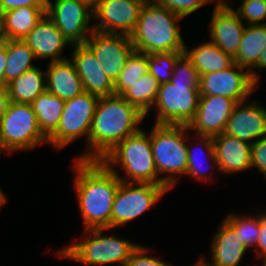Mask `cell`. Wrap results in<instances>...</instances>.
I'll return each instance as SVG.
<instances>
[{
    "label": "cell",
    "mask_w": 266,
    "mask_h": 266,
    "mask_svg": "<svg viewBox=\"0 0 266 266\" xmlns=\"http://www.w3.org/2000/svg\"><path fill=\"white\" fill-rule=\"evenodd\" d=\"M237 102L222 96H200L194 119L189 130L195 135L215 137L225 131L227 121Z\"/></svg>",
    "instance_id": "9a60e30c"
},
{
    "label": "cell",
    "mask_w": 266,
    "mask_h": 266,
    "mask_svg": "<svg viewBox=\"0 0 266 266\" xmlns=\"http://www.w3.org/2000/svg\"><path fill=\"white\" fill-rule=\"evenodd\" d=\"M31 106L42 134L48 139L59 125L65 101L46 90L31 103Z\"/></svg>",
    "instance_id": "4316f807"
},
{
    "label": "cell",
    "mask_w": 266,
    "mask_h": 266,
    "mask_svg": "<svg viewBox=\"0 0 266 266\" xmlns=\"http://www.w3.org/2000/svg\"><path fill=\"white\" fill-rule=\"evenodd\" d=\"M200 76L192 65L191 60L183 53L174 65L173 76L170 81L187 82L192 88H199Z\"/></svg>",
    "instance_id": "e575fe53"
},
{
    "label": "cell",
    "mask_w": 266,
    "mask_h": 266,
    "mask_svg": "<svg viewBox=\"0 0 266 266\" xmlns=\"http://www.w3.org/2000/svg\"><path fill=\"white\" fill-rule=\"evenodd\" d=\"M147 252L148 248L146 249L143 245H139L124 266H172L163 260L152 257V255L151 257L148 256Z\"/></svg>",
    "instance_id": "8d00e7d4"
},
{
    "label": "cell",
    "mask_w": 266,
    "mask_h": 266,
    "mask_svg": "<svg viewBox=\"0 0 266 266\" xmlns=\"http://www.w3.org/2000/svg\"><path fill=\"white\" fill-rule=\"evenodd\" d=\"M98 100L97 96L84 91L73 99L65 101L59 125L47 143L61 149L84 135L87 137L88 151L81 154L77 160H89V134Z\"/></svg>",
    "instance_id": "52a82bcc"
},
{
    "label": "cell",
    "mask_w": 266,
    "mask_h": 266,
    "mask_svg": "<svg viewBox=\"0 0 266 266\" xmlns=\"http://www.w3.org/2000/svg\"><path fill=\"white\" fill-rule=\"evenodd\" d=\"M6 50L4 87L27 70L36 67L31 63L32 59H36L34 52L23 40L6 39Z\"/></svg>",
    "instance_id": "83f0119b"
},
{
    "label": "cell",
    "mask_w": 266,
    "mask_h": 266,
    "mask_svg": "<svg viewBox=\"0 0 266 266\" xmlns=\"http://www.w3.org/2000/svg\"><path fill=\"white\" fill-rule=\"evenodd\" d=\"M167 191L164 185L121 181L113 201L111 229L124 226L144 214Z\"/></svg>",
    "instance_id": "30bf717a"
},
{
    "label": "cell",
    "mask_w": 266,
    "mask_h": 266,
    "mask_svg": "<svg viewBox=\"0 0 266 266\" xmlns=\"http://www.w3.org/2000/svg\"><path fill=\"white\" fill-rule=\"evenodd\" d=\"M240 20H245V25L266 24L261 23L266 19V0H243L235 10Z\"/></svg>",
    "instance_id": "836d02e7"
},
{
    "label": "cell",
    "mask_w": 266,
    "mask_h": 266,
    "mask_svg": "<svg viewBox=\"0 0 266 266\" xmlns=\"http://www.w3.org/2000/svg\"><path fill=\"white\" fill-rule=\"evenodd\" d=\"M196 139L199 138L200 141V147L203 148L205 151H207V160L213 161V167H216L218 169V163L215 158V153H214V145H213V138L208 137V136H201V135H195ZM202 143V144H201ZM199 147V146H198ZM205 147V148H204ZM187 158H188V164H187V171L186 175H190L198 180H208L210 177V174H205L201 170V165H200V159L198 157L199 151H192V148H190V145L187 143ZM201 154V153H199ZM203 154V153H202ZM199 160V161H198ZM200 166V167H199ZM209 176V177H208Z\"/></svg>",
    "instance_id": "d6a6232c"
},
{
    "label": "cell",
    "mask_w": 266,
    "mask_h": 266,
    "mask_svg": "<svg viewBox=\"0 0 266 266\" xmlns=\"http://www.w3.org/2000/svg\"><path fill=\"white\" fill-rule=\"evenodd\" d=\"M188 125L156 124L150 132L151 147L159 185L168 190L177 182V175H186ZM163 173L169 174L160 176ZM172 174V175H171ZM175 175V176H174Z\"/></svg>",
    "instance_id": "5b68a950"
},
{
    "label": "cell",
    "mask_w": 266,
    "mask_h": 266,
    "mask_svg": "<svg viewBox=\"0 0 266 266\" xmlns=\"http://www.w3.org/2000/svg\"><path fill=\"white\" fill-rule=\"evenodd\" d=\"M3 151H4V153L8 152L7 149L5 148L3 142H2L1 135H0V155Z\"/></svg>",
    "instance_id": "bcb514c9"
},
{
    "label": "cell",
    "mask_w": 266,
    "mask_h": 266,
    "mask_svg": "<svg viewBox=\"0 0 266 266\" xmlns=\"http://www.w3.org/2000/svg\"><path fill=\"white\" fill-rule=\"evenodd\" d=\"M85 45L94 53L101 68L115 82L127 58L134 51L130 36L92 31Z\"/></svg>",
    "instance_id": "5bb4252c"
},
{
    "label": "cell",
    "mask_w": 266,
    "mask_h": 266,
    "mask_svg": "<svg viewBox=\"0 0 266 266\" xmlns=\"http://www.w3.org/2000/svg\"><path fill=\"white\" fill-rule=\"evenodd\" d=\"M193 266H208V265L205 263L204 259H200V261H197V263Z\"/></svg>",
    "instance_id": "7dc6e473"
},
{
    "label": "cell",
    "mask_w": 266,
    "mask_h": 266,
    "mask_svg": "<svg viewBox=\"0 0 266 266\" xmlns=\"http://www.w3.org/2000/svg\"><path fill=\"white\" fill-rule=\"evenodd\" d=\"M105 230L109 228L85 229L86 237L58 251V256L81 262L82 265L118 263L124 266L140 244L111 234L102 235Z\"/></svg>",
    "instance_id": "8992f818"
},
{
    "label": "cell",
    "mask_w": 266,
    "mask_h": 266,
    "mask_svg": "<svg viewBox=\"0 0 266 266\" xmlns=\"http://www.w3.org/2000/svg\"><path fill=\"white\" fill-rule=\"evenodd\" d=\"M219 172L232 174L251 168L252 144L226 133L213 137Z\"/></svg>",
    "instance_id": "ffe728a7"
},
{
    "label": "cell",
    "mask_w": 266,
    "mask_h": 266,
    "mask_svg": "<svg viewBox=\"0 0 266 266\" xmlns=\"http://www.w3.org/2000/svg\"><path fill=\"white\" fill-rule=\"evenodd\" d=\"M45 71L46 90L64 101L84 92L81 78L70 59L49 62Z\"/></svg>",
    "instance_id": "7402d4cb"
},
{
    "label": "cell",
    "mask_w": 266,
    "mask_h": 266,
    "mask_svg": "<svg viewBox=\"0 0 266 266\" xmlns=\"http://www.w3.org/2000/svg\"><path fill=\"white\" fill-rule=\"evenodd\" d=\"M46 14V7H19L2 13L1 39L23 40Z\"/></svg>",
    "instance_id": "cb8c5ba5"
},
{
    "label": "cell",
    "mask_w": 266,
    "mask_h": 266,
    "mask_svg": "<svg viewBox=\"0 0 266 266\" xmlns=\"http://www.w3.org/2000/svg\"><path fill=\"white\" fill-rule=\"evenodd\" d=\"M158 5L168 8L170 11L184 18L191 15L203 5L220 0H154Z\"/></svg>",
    "instance_id": "d590c367"
},
{
    "label": "cell",
    "mask_w": 266,
    "mask_h": 266,
    "mask_svg": "<svg viewBox=\"0 0 266 266\" xmlns=\"http://www.w3.org/2000/svg\"><path fill=\"white\" fill-rule=\"evenodd\" d=\"M79 1L86 4L93 11L102 0H79Z\"/></svg>",
    "instance_id": "ee69618b"
},
{
    "label": "cell",
    "mask_w": 266,
    "mask_h": 266,
    "mask_svg": "<svg viewBox=\"0 0 266 266\" xmlns=\"http://www.w3.org/2000/svg\"><path fill=\"white\" fill-rule=\"evenodd\" d=\"M224 220L236 231L243 245L248 248L256 247L260 231V215L237 216L236 214L227 215Z\"/></svg>",
    "instance_id": "4dcf8cb0"
},
{
    "label": "cell",
    "mask_w": 266,
    "mask_h": 266,
    "mask_svg": "<svg viewBox=\"0 0 266 266\" xmlns=\"http://www.w3.org/2000/svg\"><path fill=\"white\" fill-rule=\"evenodd\" d=\"M266 69V46L260 54L258 64L253 69Z\"/></svg>",
    "instance_id": "7bdbcfd3"
},
{
    "label": "cell",
    "mask_w": 266,
    "mask_h": 266,
    "mask_svg": "<svg viewBox=\"0 0 266 266\" xmlns=\"http://www.w3.org/2000/svg\"><path fill=\"white\" fill-rule=\"evenodd\" d=\"M245 70V71H244ZM257 85L252 81L250 72L234 64L228 69L200 76V96H222L234 99L237 103L247 101Z\"/></svg>",
    "instance_id": "7c38bea8"
},
{
    "label": "cell",
    "mask_w": 266,
    "mask_h": 266,
    "mask_svg": "<svg viewBox=\"0 0 266 266\" xmlns=\"http://www.w3.org/2000/svg\"><path fill=\"white\" fill-rule=\"evenodd\" d=\"M6 201H7V197H6V195H4V193L0 187V208L3 206L4 203H6Z\"/></svg>",
    "instance_id": "f6af8a7d"
},
{
    "label": "cell",
    "mask_w": 266,
    "mask_h": 266,
    "mask_svg": "<svg viewBox=\"0 0 266 266\" xmlns=\"http://www.w3.org/2000/svg\"><path fill=\"white\" fill-rule=\"evenodd\" d=\"M10 100L6 87H0V121L6 112Z\"/></svg>",
    "instance_id": "b9f144b4"
},
{
    "label": "cell",
    "mask_w": 266,
    "mask_h": 266,
    "mask_svg": "<svg viewBox=\"0 0 266 266\" xmlns=\"http://www.w3.org/2000/svg\"><path fill=\"white\" fill-rule=\"evenodd\" d=\"M159 85L157 79L148 72L133 83L121 96L147 116L157 98Z\"/></svg>",
    "instance_id": "f1b7e54d"
},
{
    "label": "cell",
    "mask_w": 266,
    "mask_h": 266,
    "mask_svg": "<svg viewBox=\"0 0 266 266\" xmlns=\"http://www.w3.org/2000/svg\"><path fill=\"white\" fill-rule=\"evenodd\" d=\"M7 62L6 39H0V87H4V71Z\"/></svg>",
    "instance_id": "60d3db41"
},
{
    "label": "cell",
    "mask_w": 266,
    "mask_h": 266,
    "mask_svg": "<svg viewBox=\"0 0 266 266\" xmlns=\"http://www.w3.org/2000/svg\"><path fill=\"white\" fill-rule=\"evenodd\" d=\"M252 167H256L266 177V136L252 144Z\"/></svg>",
    "instance_id": "74e56055"
},
{
    "label": "cell",
    "mask_w": 266,
    "mask_h": 266,
    "mask_svg": "<svg viewBox=\"0 0 266 266\" xmlns=\"http://www.w3.org/2000/svg\"><path fill=\"white\" fill-rule=\"evenodd\" d=\"M46 15L72 45L85 44L94 31L93 11L79 0H47Z\"/></svg>",
    "instance_id": "8fae6325"
},
{
    "label": "cell",
    "mask_w": 266,
    "mask_h": 266,
    "mask_svg": "<svg viewBox=\"0 0 266 266\" xmlns=\"http://www.w3.org/2000/svg\"><path fill=\"white\" fill-rule=\"evenodd\" d=\"M183 53L184 52H163L147 55L149 73H151L160 84L170 82L176 60Z\"/></svg>",
    "instance_id": "1f68e13d"
},
{
    "label": "cell",
    "mask_w": 266,
    "mask_h": 266,
    "mask_svg": "<svg viewBox=\"0 0 266 266\" xmlns=\"http://www.w3.org/2000/svg\"><path fill=\"white\" fill-rule=\"evenodd\" d=\"M23 41L33 50L36 59L50 58V62L68 59L62 57L63 49L73 46L46 14Z\"/></svg>",
    "instance_id": "d6986e66"
},
{
    "label": "cell",
    "mask_w": 266,
    "mask_h": 266,
    "mask_svg": "<svg viewBox=\"0 0 266 266\" xmlns=\"http://www.w3.org/2000/svg\"><path fill=\"white\" fill-rule=\"evenodd\" d=\"M210 21V41L234 58L245 29L244 21H241L237 12L223 0L214 6Z\"/></svg>",
    "instance_id": "2e32d148"
},
{
    "label": "cell",
    "mask_w": 266,
    "mask_h": 266,
    "mask_svg": "<svg viewBox=\"0 0 266 266\" xmlns=\"http://www.w3.org/2000/svg\"><path fill=\"white\" fill-rule=\"evenodd\" d=\"M185 55L191 60L199 76L211 72H219L233 66L234 58L223 52L212 41L199 44L191 50L185 45Z\"/></svg>",
    "instance_id": "d4e9b609"
},
{
    "label": "cell",
    "mask_w": 266,
    "mask_h": 266,
    "mask_svg": "<svg viewBox=\"0 0 266 266\" xmlns=\"http://www.w3.org/2000/svg\"><path fill=\"white\" fill-rule=\"evenodd\" d=\"M45 71L38 67L27 70L6 85L9 100L16 103L31 104L46 91Z\"/></svg>",
    "instance_id": "484cf974"
},
{
    "label": "cell",
    "mask_w": 266,
    "mask_h": 266,
    "mask_svg": "<svg viewBox=\"0 0 266 266\" xmlns=\"http://www.w3.org/2000/svg\"><path fill=\"white\" fill-rule=\"evenodd\" d=\"M145 117L122 96L99 98L89 134V160H101L119 142L138 132Z\"/></svg>",
    "instance_id": "7a4b0ae2"
},
{
    "label": "cell",
    "mask_w": 266,
    "mask_h": 266,
    "mask_svg": "<svg viewBox=\"0 0 266 266\" xmlns=\"http://www.w3.org/2000/svg\"><path fill=\"white\" fill-rule=\"evenodd\" d=\"M255 258H261L262 262L266 260V212L260 214V231L259 238L256 242Z\"/></svg>",
    "instance_id": "ab89813d"
},
{
    "label": "cell",
    "mask_w": 266,
    "mask_h": 266,
    "mask_svg": "<svg viewBox=\"0 0 266 266\" xmlns=\"http://www.w3.org/2000/svg\"><path fill=\"white\" fill-rule=\"evenodd\" d=\"M261 263H262V266H266V260Z\"/></svg>",
    "instance_id": "681fc988"
},
{
    "label": "cell",
    "mask_w": 266,
    "mask_h": 266,
    "mask_svg": "<svg viewBox=\"0 0 266 266\" xmlns=\"http://www.w3.org/2000/svg\"><path fill=\"white\" fill-rule=\"evenodd\" d=\"M101 161L122 182L152 183L159 185L154 163L150 134L142 129L119 142ZM125 173L121 176L113 167L119 165Z\"/></svg>",
    "instance_id": "277c9868"
},
{
    "label": "cell",
    "mask_w": 266,
    "mask_h": 266,
    "mask_svg": "<svg viewBox=\"0 0 266 266\" xmlns=\"http://www.w3.org/2000/svg\"><path fill=\"white\" fill-rule=\"evenodd\" d=\"M244 102L235 105L224 133L253 144L255 140L266 136V108L257 101L248 105Z\"/></svg>",
    "instance_id": "ac0fdd59"
},
{
    "label": "cell",
    "mask_w": 266,
    "mask_h": 266,
    "mask_svg": "<svg viewBox=\"0 0 266 266\" xmlns=\"http://www.w3.org/2000/svg\"><path fill=\"white\" fill-rule=\"evenodd\" d=\"M199 88H192L187 82L170 81L159 85L156 107V124L189 125L199 105Z\"/></svg>",
    "instance_id": "9c48e42d"
},
{
    "label": "cell",
    "mask_w": 266,
    "mask_h": 266,
    "mask_svg": "<svg viewBox=\"0 0 266 266\" xmlns=\"http://www.w3.org/2000/svg\"><path fill=\"white\" fill-rule=\"evenodd\" d=\"M1 23H2V14L0 12V39H1Z\"/></svg>",
    "instance_id": "c3c4849f"
},
{
    "label": "cell",
    "mask_w": 266,
    "mask_h": 266,
    "mask_svg": "<svg viewBox=\"0 0 266 266\" xmlns=\"http://www.w3.org/2000/svg\"><path fill=\"white\" fill-rule=\"evenodd\" d=\"M145 1L102 0L93 10V18L97 20V23L93 24L94 31L130 36L135 30Z\"/></svg>",
    "instance_id": "4fadbf2b"
},
{
    "label": "cell",
    "mask_w": 266,
    "mask_h": 266,
    "mask_svg": "<svg viewBox=\"0 0 266 266\" xmlns=\"http://www.w3.org/2000/svg\"><path fill=\"white\" fill-rule=\"evenodd\" d=\"M74 184L83 228L111 229L115 194L121 180L101 160L74 161Z\"/></svg>",
    "instance_id": "6da1fadb"
},
{
    "label": "cell",
    "mask_w": 266,
    "mask_h": 266,
    "mask_svg": "<svg viewBox=\"0 0 266 266\" xmlns=\"http://www.w3.org/2000/svg\"><path fill=\"white\" fill-rule=\"evenodd\" d=\"M179 15L154 0H146L139 13L134 32L130 35L135 51L145 53L184 52ZM178 24V25H177Z\"/></svg>",
    "instance_id": "3957f363"
},
{
    "label": "cell",
    "mask_w": 266,
    "mask_h": 266,
    "mask_svg": "<svg viewBox=\"0 0 266 266\" xmlns=\"http://www.w3.org/2000/svg\"><path fill=\"white\" fill-rule=\"evenodd\" d=\"M47 0H0V12L14 10L19 7H46Z\"/></svg>",
    "instance_id": "f35d334b"
},
{
    "label": "cell",
    "mask_w": 266,
    "mask_h": 266,
    "mask_svg": "<svg viewBox=\"0 0 266 266\" xmlns=\"http://www.w3.org/2000/svg\"><path fill=\"white\" fill-rule=\"evenodd\" d=\"M221 223L211 241V262L205 263L208 266H239L248 249L225 220Z\"/></svg>",
    "instance_id": "44dd1931"
},
{
    "label": "cell",
    "mask_w": 266,
    "mask_h": 266,
    "mask_svg": "<svg viewBox=\"0 0 266 266\" xmlns=\"http://www.w3.org/2000/svg\"><path fill=\"white\" fill-rule=\"evenodd\" d=\"M0 135L8 153L33 149L48 142L42 134L31 104L9 102L0 121Z\"/></svg>",
    "instance_id": "ba28073f"
},
{
    "label": "cell",
    "mask_w": 266,
    "mask_h": 266,
    "mask_svg": "<svg viewBox=\"0 0 266 266\" xmlns=\"http://www.w3.org/2000/svg\"><path fill=\"white\" fill-rule=\"evenodd\" d=\"M149 72L147 54L133 51L126 64L114 82L115 95L121 96L133 83Z\"/></svg>",
    "instance_id": "f546056e"
},
{
    "label": "cell",
    "mask_w": 266,
    "mask_h": 266,
    "mask_svg": "<svg viewBox=\"0 0 266 266\" xmlns=\"http://www.w3.org/2000/svg\"><path fill=\"white\" fill-rule=\"evenodd\" d=\"M266 46V24L246 25L234 63L250 72L252 81L257 85L259 76L252 69L258 64L261 52Z\"/></svg>",
    "instance_id": "603a6c76"
},
{
    "label": "cell",
    "mask_w": 266,
    "mask_h": 266,
    "mask_svg": "<svg viewBox=\"0 0 266 266\" xmlns=\"http://www.w3.org/2000/svg\"><path fill=\"white\" fill-rule=\"evenodd\" d=\"M71 62L81 78L84 91L98 98L115 95L114 82L101 68L94 53L85 44L72 46Z\"/></svg>",
    "instance_id": "e0dca14e"
}]
</instances>
